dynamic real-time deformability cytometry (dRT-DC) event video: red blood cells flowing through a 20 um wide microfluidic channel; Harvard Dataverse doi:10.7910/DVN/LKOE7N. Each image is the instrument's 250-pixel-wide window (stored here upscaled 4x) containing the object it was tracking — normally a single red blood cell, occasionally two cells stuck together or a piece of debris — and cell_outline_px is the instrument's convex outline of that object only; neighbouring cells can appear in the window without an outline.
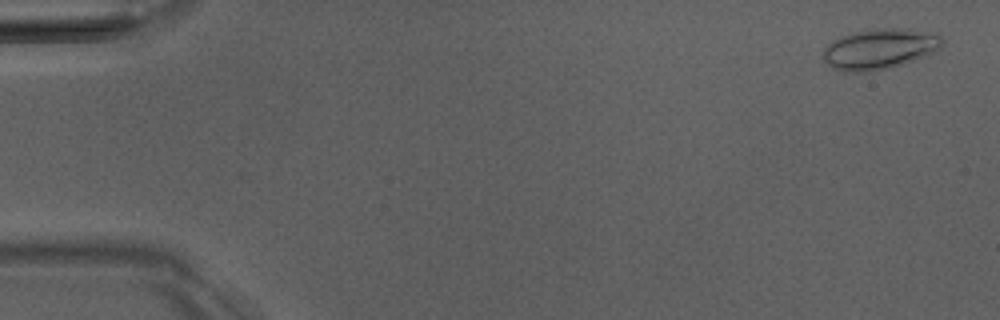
{"species": "Egyptian fruit bat (a non-hibernating species)", "species_latin": "Rousettus aegyptiacus", "temperature_condition": "room temperature", "stored_images_in_passage": 5, "camera_frame_rate_fps": 3000, "um_per_image_px": 0.085, "animal": {"sex": "male"}, "frame": {"image": 1, "passage_image": 1, "time_ms": 0.0, "image_size_px": [1000, 320], "cell_outline_px": [[944, 44], [936, 52], [888, 68], [872, 72], [844, 72], [832, 68], [824, 60], [824, 48], [832, 40], [856, 32], [872, 28], [908, 28], [936, 32], [944, 40]], "centroid_in_image_um": [74.81, 4.15], "position_along_channel_um": 10.2, "area_um2": 28.32}}